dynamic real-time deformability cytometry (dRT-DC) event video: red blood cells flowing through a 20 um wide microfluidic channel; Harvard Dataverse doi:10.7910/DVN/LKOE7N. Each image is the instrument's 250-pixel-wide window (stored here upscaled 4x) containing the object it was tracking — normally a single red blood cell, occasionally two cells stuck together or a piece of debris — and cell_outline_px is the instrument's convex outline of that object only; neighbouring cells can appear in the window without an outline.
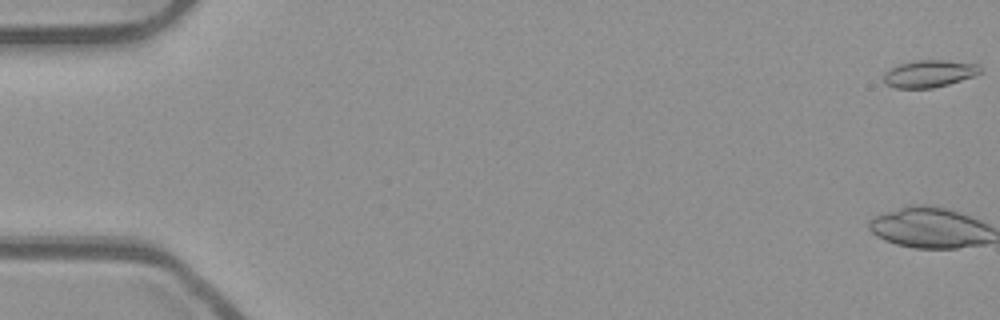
{"species": "common noctule bat (a hibernating species)", "species_latin": "Nyctalus noctula", "temperature_condition": "room temperature", "stored_images_in_passage": 53, "camera_frame_rate_fps": 3000, "um_per_image_px": 0.085, "animal": {"sex": "male", "body_mass_g": 23.1, "forearm_length_mm": 52.7}, "frame": {"image": 1, "passage_image": 1, "time_ms": 0.0, "image_size_px": [1000, 320], "cell_outline_px": [[980, 72], [976, 76], [948, 84], [932, 88], [896, 88], [884, 84], [884, 72], [900, 64], [916, 60], [948, 60], [980, 64]], "centroid_in_image_um": [79.01, 6.26], "position_along_channel_um": 6.0, "area_um2": 15.37}}